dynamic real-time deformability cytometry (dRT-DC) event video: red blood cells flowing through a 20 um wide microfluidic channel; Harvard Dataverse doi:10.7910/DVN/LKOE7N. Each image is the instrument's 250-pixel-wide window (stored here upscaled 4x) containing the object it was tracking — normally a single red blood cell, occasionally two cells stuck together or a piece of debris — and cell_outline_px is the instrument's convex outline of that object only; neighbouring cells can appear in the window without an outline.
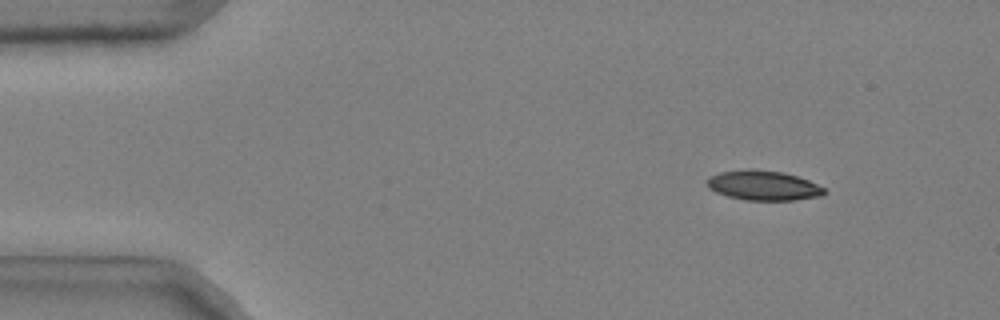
{"species": "common noctule bat (a hibernating species)", "species_latin": "Nyctalus noctula", "temperature_condition": "cold", "stored_images_in_passage": 51, "camera_frame_rate_fps": 3000, "um_per_image_px": 0.085, "animal": {"sex": "male", "body_mass_g": 20.4}, "frame": {"image": 1, "passage_image": 6, "time_ms": 1.667, "image_size_px": [1000, 320], "cell_outline_px": [[828, 192], [820, 196], [792, 200], [748, 200], [728, 196], [716, 192], [708, 188], [708, 176], [720, 172], [748, 168], [784, 172], [808, 180], [824, 188]], "centroid_in_image_um": [64.87, 15.75], "position_along_channel_um": 20.1, "area_um2": 20.29}}
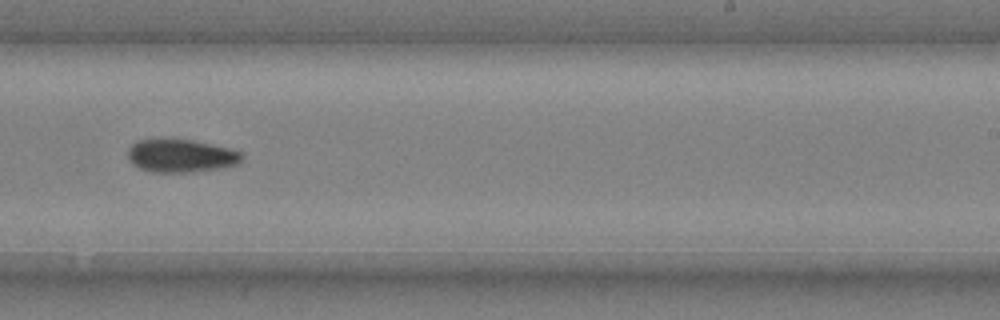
{"frame": {"image": 2, "passage_image": 33, "time_ms": 10.667, "image_size_px": [1000, 320], "cell_outline_px": [[244, 156], [236, 164], [224, 168], [192, 172], [152, 172], [140, 168], [132, 164], [128, 160], [128, 148], [136, 140], [192, 140], [228, 148], [240, 152]], "centroid_in_image_um": [15.36, 13.26], "position_along_channel_um": 273.6, "area_um2": 21.79}}
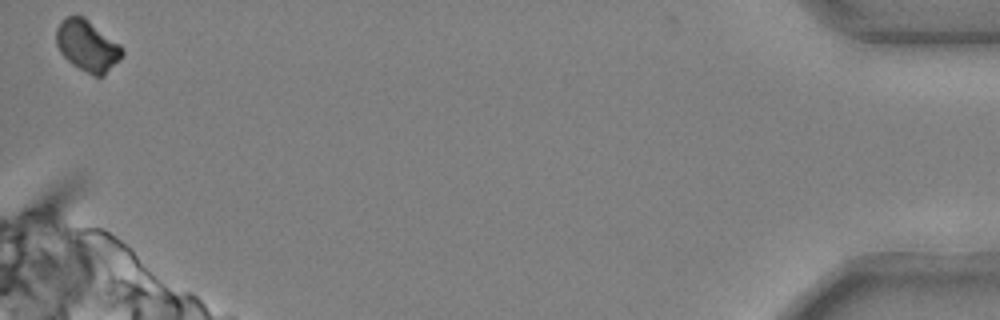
{"frame": {"image": 3, "passage_image": 51, "time_ms": 16.667, "image_size_px": [1000, 320], "cell_outline_px": [[124, 52], [104, 76], [92, 76], [72, 64], [60, 52], [56, 44], [56, 28], [68, 16], [84, 16], [120, 44], [124, 48]], "centroid_in_image_um": [7.43, 3.89], "position_along_channel_um": 427.8, "area_um2": 19.48}, "authors_computed_cell_mechanics": {"area_um2": 21.7328, "velocity_mm_per_s": 3.7198, "shape_relaxation_time_tau1_ms": 5.2255, "shape_relaxation_time_tau2_ms": null, "deformation_change_tau1": 0.1371, "deformation_change_tau2": null}}